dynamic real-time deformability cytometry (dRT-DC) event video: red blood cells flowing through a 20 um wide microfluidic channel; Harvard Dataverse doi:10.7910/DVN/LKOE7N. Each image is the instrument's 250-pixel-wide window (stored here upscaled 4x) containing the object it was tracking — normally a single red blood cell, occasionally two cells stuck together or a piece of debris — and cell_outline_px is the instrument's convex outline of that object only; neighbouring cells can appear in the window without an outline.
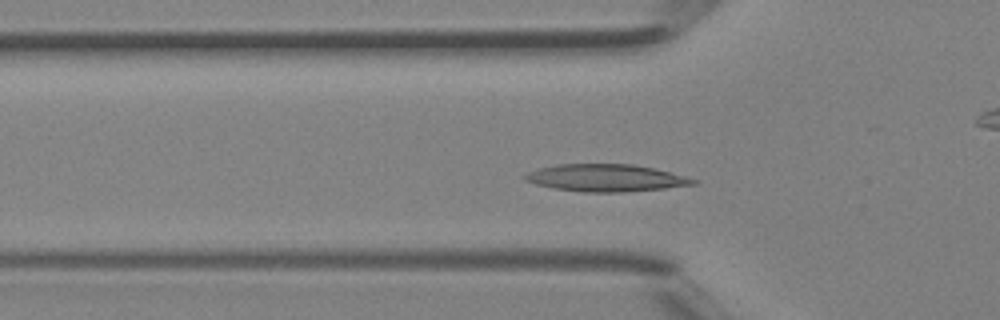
{"species": "Egyptian fruit bat (a non-hibernating species)", "species_latin": "Rousettus aegyptiacus", "temperature_condition": "room temperature", "stored_images_in_passage": 30, "camera_frame_rate_fps": 3000, "um_per_image_px": 0.085, "animal": {"sex": "female"}, "frame": {"image": 1, "passage_image": 10, "time_ms": 3.0, "image_size_px": [1000, 320], "cell_outline_px": [[700, 184], [664, 188], [624, 192], [584, 192], [556, 188], [536, 184], [524, 180], [520, 176], [528, 172], [540, 168], [556, 164], [632, 164], [656, 168], [700, 180]], "centroid_in_image_um": [51.54, 15.12], "position_along_channel_um": 74.3, "area_um2": 26.88}}
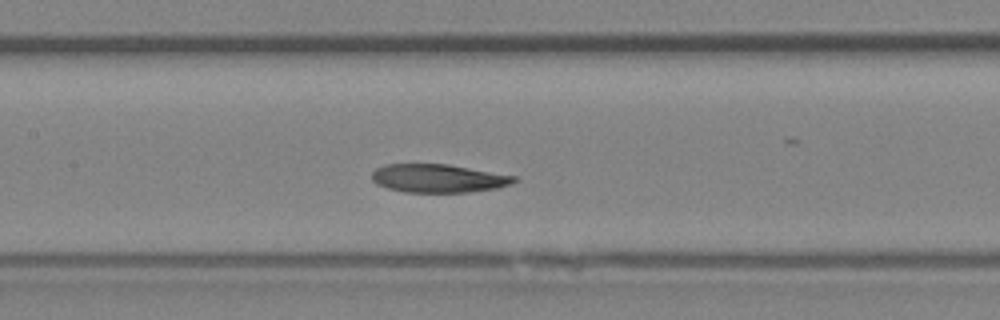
{"frame": {"image": 2, "passage_image": 16, "time_ms": 5.0, "image_size_px": [1000, 320], "cell_outline_px": [[516, 180], [512, 184], [496, 188], [468, 192], [404, 192], [388, 188], [376, 184], [372, 180], [372, 172], [376, 168], [384, 164], [448, 164], [516, 176]], "centroid_in_image_um": [37.23, 15.15], "position_along_channel_um": 170.2, "area_um2": 23.47}}
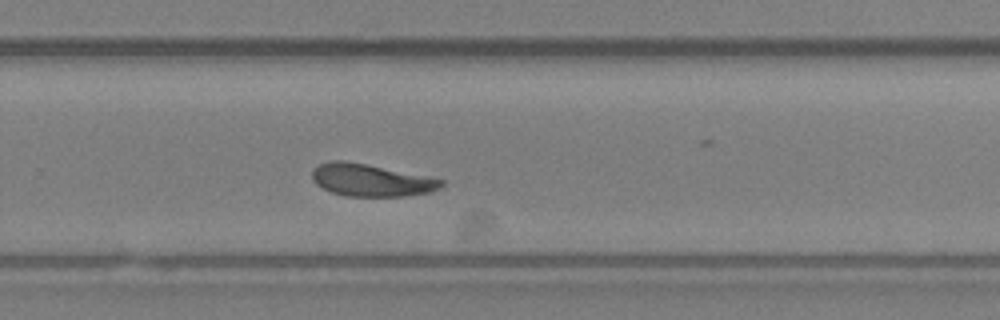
{"frame": {"image": 3, "passage_image": 24, "time_ms": 7.667, "image_size_px": [1000, 320], "cell_outline_px": [[444, 184], [440, 188], [428, 192], [404, 196], [344, 196], [332, 192], [316, 184], [312, 180], [312, 168], [320, 164], [332, 160], [344, 160], [444, 180]], "centroid_in_image_um": [31.48, 15.32], "position_along_channel_um": 298.3, "area_um2": 23.93}}